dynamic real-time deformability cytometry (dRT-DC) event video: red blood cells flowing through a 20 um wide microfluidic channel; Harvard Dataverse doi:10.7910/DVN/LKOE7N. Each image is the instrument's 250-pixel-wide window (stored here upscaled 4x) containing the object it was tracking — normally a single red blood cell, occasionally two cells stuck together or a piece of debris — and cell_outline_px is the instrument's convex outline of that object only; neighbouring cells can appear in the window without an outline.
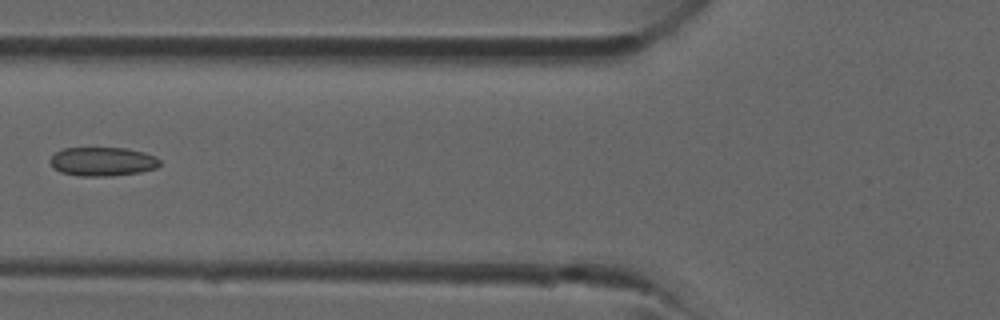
{"species": "common noctule bat (a hibernating species)", "species_latin": "Nyctalus noctula", "temperature_condition": "room temperature", "stored_images_in_passage": 25, "camera_frame_rate_fps": 3000, "um_per_image_px": 0.085, "animal": {"sex": "male", "forearm_length_mm": 52.5}, "frame": {"image": 1, "passage_image": 4, "time_ms": 1.0, "image_size_px": [1000, 320], "cell_outline_px": [[160, 164], [156, 168], [140, 172], [108, 176], [80, 176], [60, 172], [48, 160], [56, 152], [64, 148], [128, 148], [144, 152], [156, 156], [160, 160]], "centroid_in_image_um": [8.74, 13.72], "position_along_channel_um": 117.1, "area_um2": 18.44}}
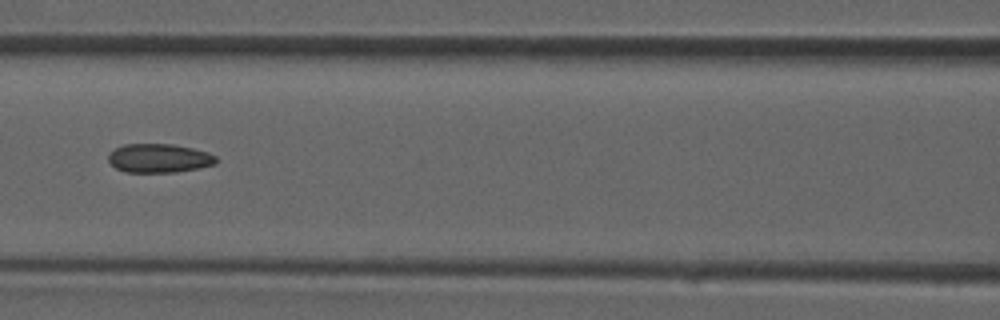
{"frame": {"image": 2, "passage_image": 6, "time_ms": 1.667, "image_size_px": [1000, 320], "cell_outline_px": [[216, 164], [200, 168], [176, 172], [124, 172], [116, 168], [108, 160], [108, 156], [116, 148], [124, 144], [172, 144], [192, 148], [208, 152], [216, 156]], "centroid_in_image_um": [13.54, 13.45], "position_along_channel_um": 153.1, "area_um2": 18.09}}